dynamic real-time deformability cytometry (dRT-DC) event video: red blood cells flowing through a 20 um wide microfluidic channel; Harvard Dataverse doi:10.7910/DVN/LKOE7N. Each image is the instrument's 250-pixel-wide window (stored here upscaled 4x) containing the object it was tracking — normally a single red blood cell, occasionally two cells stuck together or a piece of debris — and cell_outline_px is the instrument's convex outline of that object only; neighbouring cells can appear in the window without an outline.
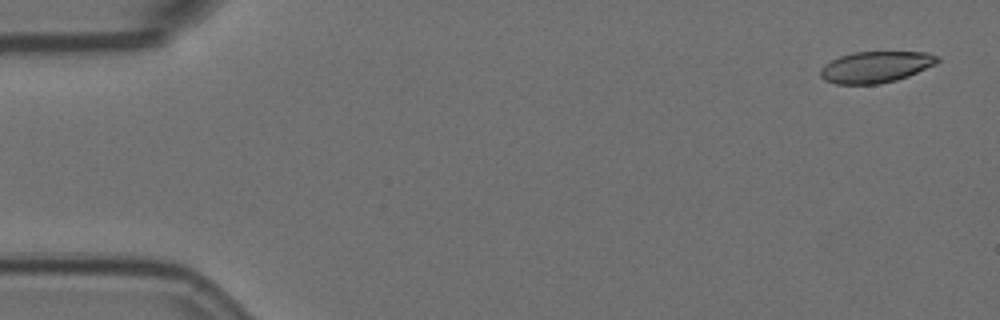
{"species": "Egyptian fruit bat (a non-hibernating species)", "species_latin": "Rousettus aegyptiacus", "temperature_condition": "room temperature", "stored_images_in_passage": 3, "camera_frame_rate_fps": 3000, "um_per_image_px": 0.085, "animal": {"sex": "female"}, "frame": {"image": 1, "passage_image": 1, "time_ms": 0.0, "image_size_px": [1000, 320], "cell_outline_px": [[940, 60], [936, 64], [908, 76], [896, 80], [880, 84], [836, 84], [824, 80], [820, 76], [820, 68], [824, 64], [840, 56], [852, 52], [928, 52], [940, 56]], "centroid_in_image_um": [74.44, 5.69], "position_along_channel_um": 10.6, "area_um2": 21.5}}